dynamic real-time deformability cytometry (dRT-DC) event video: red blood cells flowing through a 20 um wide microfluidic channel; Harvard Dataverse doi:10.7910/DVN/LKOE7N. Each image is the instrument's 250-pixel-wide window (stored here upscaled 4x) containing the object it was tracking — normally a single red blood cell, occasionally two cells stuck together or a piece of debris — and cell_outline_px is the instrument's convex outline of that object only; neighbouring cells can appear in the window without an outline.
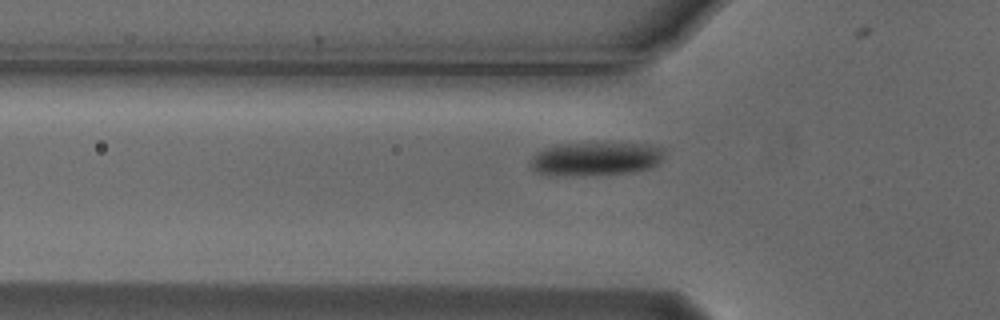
{"species": "Egyptian fruit bat (a non-hibernating species)", "species_latin": "Rousettus aegyptiacus", "temperature_condition": "cold", "stored_images_in_passage": 34, "camera_frame_rate_fps": 3000, "um_per_image_px": 0.085, "animal": {"sex": "male"}, "frame": {"image": 1, "passage_image": 4, "time_ms": 1.0, "image_size_px": [1000, 320], "cell_outline_px": [[664, 152], [660, 160], [656, 164], [648, 168], [632, 172], [572, 176], [548, 176], [536, 172], [532, 168], [532, 156], [536, 152], [544, 148], [556, 144], [652, 144], [664, 148]], "centroid_in_image_um": [50.58, 13.51], "position_along_channel_um": 75.2, "area_um2": 26.07}}
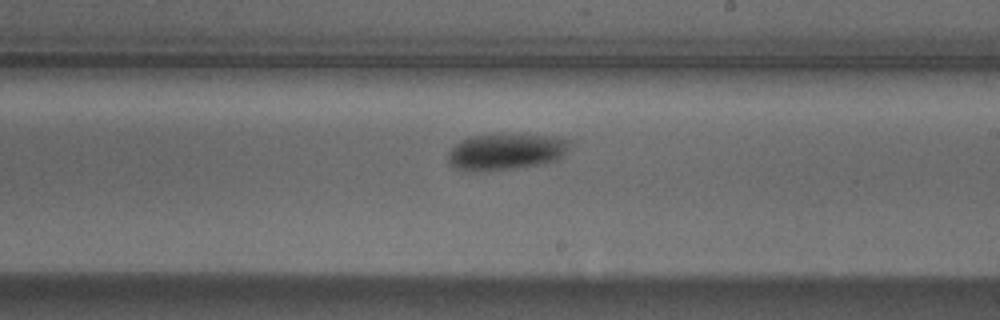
{"frame": {"image": 2, "passage_image": 18, "time_ms": 5.667, "image_size_px": [1000, 320], "cell_outline_px": [[568, 148], [556, 160], [540, 164], [512, 168], [456, 168], [448, 164], [448, 152], [460, 140], [468, 136], [500, 132], [552, 136], [568, 140]], "centroid_in_image_um": [42.98, 12.81], "position_along_channel_um": 246.0, "area_um2": 25.32}}
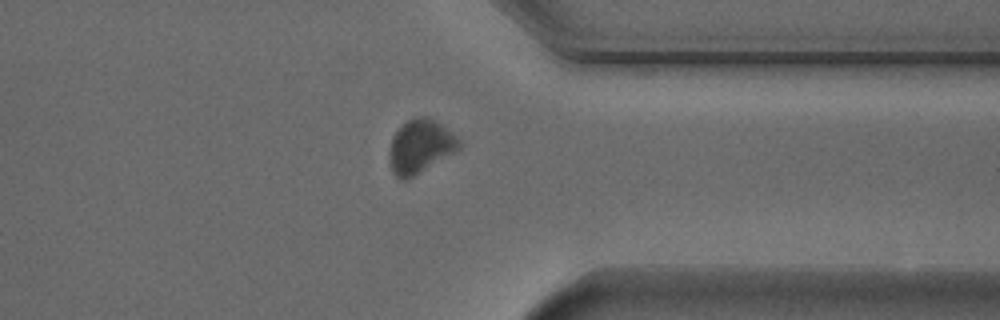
{"frame": {"image": 3, "passage_image": 29, "time_ms": 9.333, "image_size_px": [1000, 320], "cell_outline_px": [[460, 148], [408, 180], [400, 180], [392, 172], [392, 136], [408, 120], [416, 116], [428, 116], [440, 124], [460, 140]], "centroid_in_image_um": [35.74, 12.45], "position_along_channel_um": 375.7, "area_um2": 21.04}, "authors_computed_cell_mechanics": {"area_um2": 25.2586, "velocity_mm_per_s": 3.6637, "shape_relaxation_time_tau1_ms": 4.2344, "shape_relaxation_time_tau2_ms": null, "deformation_change_tau1": 0.0694, "deformation_change_tau2": null}}